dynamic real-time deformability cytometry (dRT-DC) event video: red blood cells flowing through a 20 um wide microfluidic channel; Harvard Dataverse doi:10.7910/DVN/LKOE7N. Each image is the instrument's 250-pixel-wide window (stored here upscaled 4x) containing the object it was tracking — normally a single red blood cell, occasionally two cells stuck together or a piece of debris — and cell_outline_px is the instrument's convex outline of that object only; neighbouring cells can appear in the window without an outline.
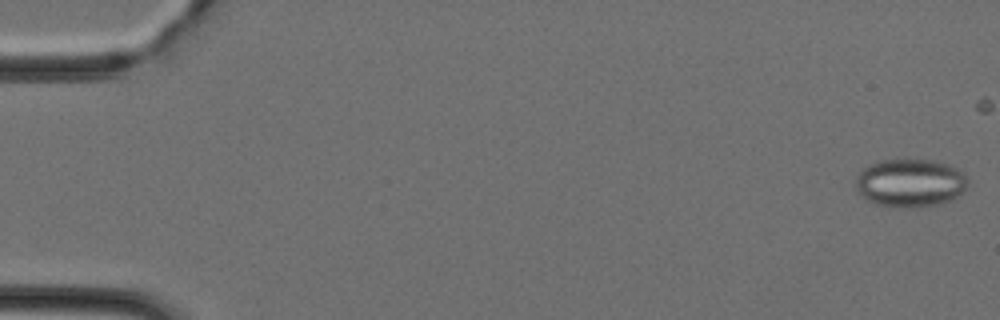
{"species": "Egyptian fruit bat (a non-hibernating species)", "species_latin": "Rousettus aegyptiacus", "temperature_condition": "cold", "stored_images_in_passage": 46, "segment_of_instrument_passage": [1, 2], "camera_frame_rate_fps": 3000, "um_per_image_px": 0.085, "animal": {"sex": "female"}, "frame": {"image": 1, "passage_image": 1, "time_ms": 0.0, "image_size_px": [1000, 320], "cell_outline_px": [[968, 180], [964, 188], [952, 200], [944, 204], [916, 208], [904, 208], [876, 204], [868, 200], [856, 188], [856, 176], [868, 164], [880, 160], [936, 160], [948, 164], [964, 172]], "centroid_in_image_um": [77.38, 15.55], "position_along_channel_um": 7.6, "area_um2": 31.62}}